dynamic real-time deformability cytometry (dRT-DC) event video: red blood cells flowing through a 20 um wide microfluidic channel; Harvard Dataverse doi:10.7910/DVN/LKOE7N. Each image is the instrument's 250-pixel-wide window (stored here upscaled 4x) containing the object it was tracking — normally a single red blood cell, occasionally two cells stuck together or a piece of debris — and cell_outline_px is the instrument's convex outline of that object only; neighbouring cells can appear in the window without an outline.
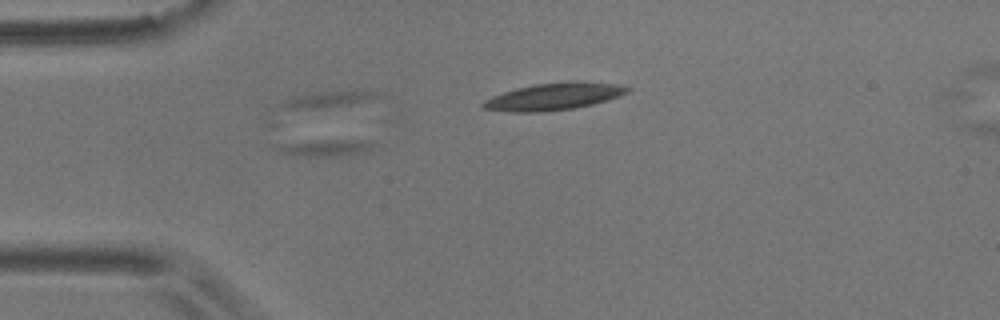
{"species": "common noctule bat (a hibernating species)", "species_latin": "Nyctalus noctula", "temperature_condition": "room temperature", "stored_images_in_passage": 5, "segment_of_instrument_passage": [2, 3], "camera_frame_rate_fps": 3000, "um_per_image_px": 0.085, "animal": {"sex": "male", "body_mass_g": 17.9}, "frame": {"image": 1, "passage_image": 2, "time_ms": 0.333, "image_size_px": [1000, 320], "cell_outline_px": [[380, 144], [372, 152], [348, 156], [292, 156], [276, 152], [268, 148], [264, 144], [272, 140], [372, 140]], "centroid_in_image_um": [27.39, 12.53], "position_along_channel_um": 57.6, "area_um2": 11.5}}